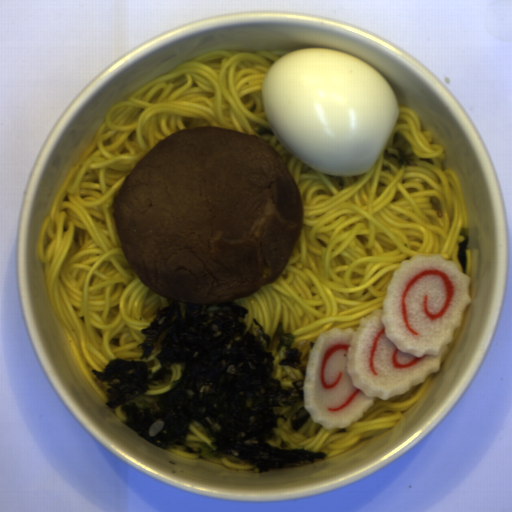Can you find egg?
Instances as JSON below:
<instances>
[{
  "label": "egg",
  "mask_w": 512,
  "mask_h": 512,
  "mask_svg": "<svg viewBox=\"0 0 512 512\" xmlns=\"http://www.w3.org/2000/svg\"><path fill=\"white\" fill-rule=\"evenodd\" d=\"M267 122L282 144L319 172L366 173L399 114L391 84L343 50L305 46L275 59L262 79Z\"/></svg>",
  "instance_id": "egg-1"
}]
</instances>
